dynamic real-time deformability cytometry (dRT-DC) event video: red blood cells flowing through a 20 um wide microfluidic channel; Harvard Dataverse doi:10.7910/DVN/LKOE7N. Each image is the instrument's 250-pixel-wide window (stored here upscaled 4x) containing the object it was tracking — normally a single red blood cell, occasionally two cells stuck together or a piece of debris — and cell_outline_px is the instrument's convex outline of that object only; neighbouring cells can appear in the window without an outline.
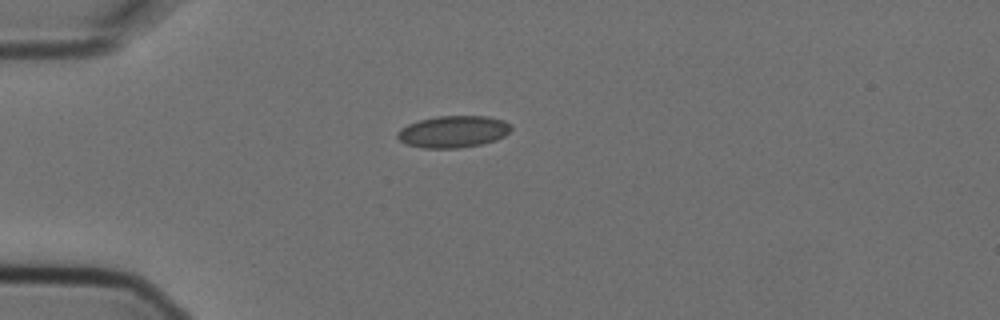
{"species": "Egyptian fruit bat (a non-hibernating species)", "species_latin": "Rousettus aegyptiacus", "temperature_condition": "cold", "stored_images_in_passage": 5, "camera_frame_rate_fps": 3000, "um_per_image_px": 0.085, "animal": {"sex": "female"}, "frame": {"image": 1, "passage_image": 1, "time_ms": 0.0, "image_size_px": [1000, 320], "cell_outline_px": [[512, 128], [504, 136], [496, 140], [480, 144], [460, 148], [424, 148], [408, 144], [400, 140], [396, 136], [396, 132], [400, 128], [408, 124], [420, 120], [436, 116], [488, 116], [504, 120]], "centroid_in_image_um": [38.51, 11.18], "position_along_channel_um": 46.5, "area_um2": 21.04}}
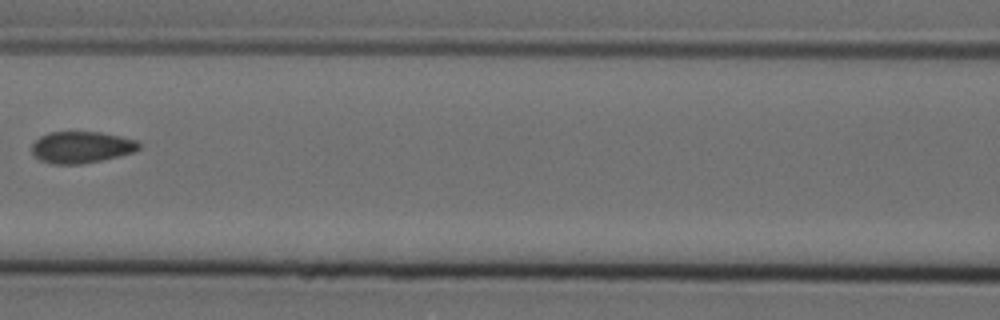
{"frame": {"image": 2, "passage_image": 4, "time_ms": 1.0, "image_size_px": [1000, 320], "cell_outline_px": [[140, 148], [132, 152], [120, 156], [80, 164], [52, 164], [40, 160], [32, 152], [32, 144], [40, 136], [52, 132], [100, 132], [120, 136], [136, 140], [140, 144]], "centroid_in_image_um": [6.92, 12.51], "position_along_channel_um": 159.7, "area_um2": 19.59}}
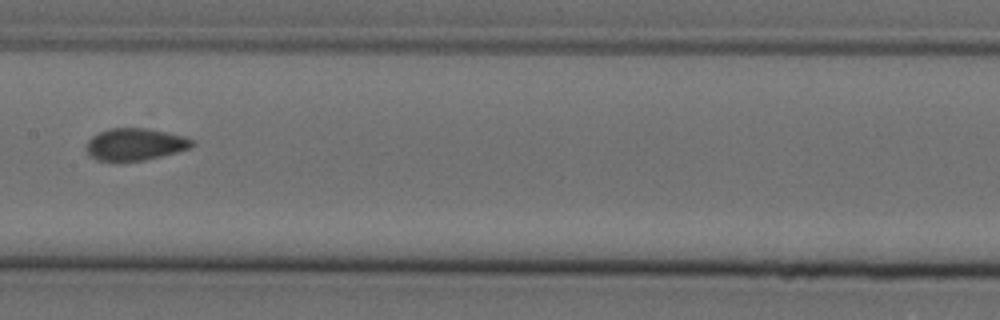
{"frame": {"image": 3, "passage_image": 5, "time_ms": 1.333, "image_size_px": [1000, 320], "cell_outline_px": [[192, 144], [188, 148], [176, 152], [144, 160], [96, 160], [88, 156], [84, 148], [88, 140], [92, 136], [108, 128], [144, 128], [184, 136], [192, 140]], "centroid_in_image_um": [11.39, 12.26], "position_along_channel_um": 196.0, "area_um2": 19.48}}